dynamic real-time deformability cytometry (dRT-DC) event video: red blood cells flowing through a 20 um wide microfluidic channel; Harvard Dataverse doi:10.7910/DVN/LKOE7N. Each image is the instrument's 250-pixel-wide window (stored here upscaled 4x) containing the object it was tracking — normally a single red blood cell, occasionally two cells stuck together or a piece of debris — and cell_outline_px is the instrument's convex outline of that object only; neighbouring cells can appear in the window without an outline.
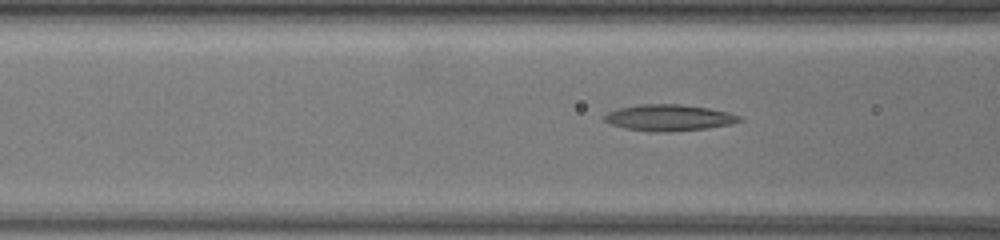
{"species": "common noctule bat (a hibernating species)", "species_latin": "Nyctalus noctula", "temperature_condition": "warm", "stored_images_in_passage": 49, "camera_frame_rate_fps": 3000, "um_per_image_px": 0.085, "animal": {"sex": "female", "body_mass_g": 19.5, "forearm_length_mm": 54.1}, "frame": {"image": 1, "passage_image": 10, "time_ms": 3.0, "image_size_px": [1000, 240], "cell_outline_px": [[744, 120], [732, 124], [704, 128], [668, 132], [648, 132], [624, 128], [612, 124], [604, 120], [600, 116], [608, 112], [620, 108], [640, 104], [680, 104], [708, 108], [728, 112], [740, 116]], "centroid_in_image_um": [56.84, 10.01], "position_along_channel_um": 109.8, "area_um2": 20.75}}
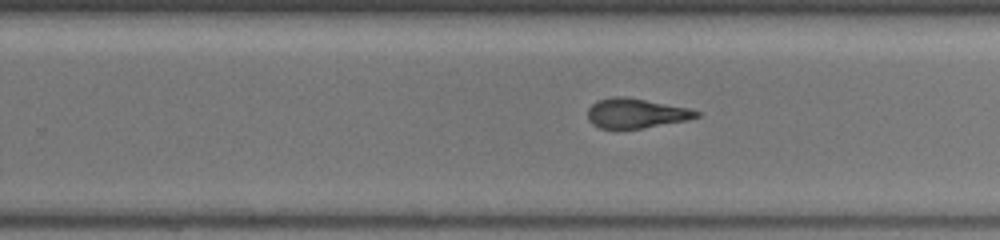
{"frame": {"image": 2, "passage_image": 26, "time_ms": 8.333, "image_size_px": [1000, 240], "cell_outline_px": [[700, 116], [688, 120], [644, 128], [600, 128], [592, 124], [588, 120], [588, 108], [596, 100], [612, 96], [624, 96], [688, 108], [700, 112]], "centroid_in_image_um": [54.04, 9.62], "position_along_channel_um": 275.8, "area_um2": 18.79}}
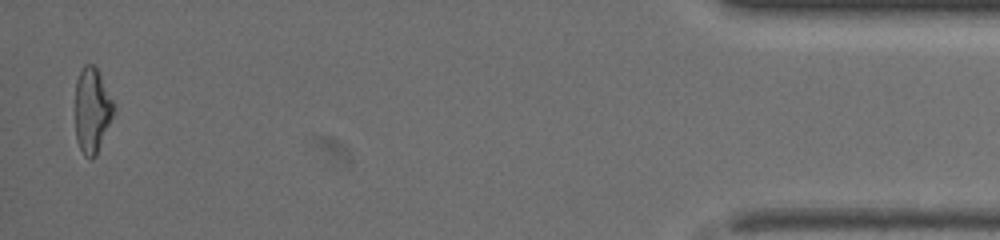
{"frame": {"image": 3, "passage_image": 48, "time_ms": 15.667, "image_size_px": [1000, 240], "cell_outline_px": [[116, 108], [96, 156], [92, 160], [88, 160], [84, 156], [76, 140], [76, 80], [84, 64], [92, 64], [96, 68], [116, 104]], "centroid_in_image_um": [7.84, 9.41], "position_along_channel_um": 427.4, "area_um2": 19.19}}